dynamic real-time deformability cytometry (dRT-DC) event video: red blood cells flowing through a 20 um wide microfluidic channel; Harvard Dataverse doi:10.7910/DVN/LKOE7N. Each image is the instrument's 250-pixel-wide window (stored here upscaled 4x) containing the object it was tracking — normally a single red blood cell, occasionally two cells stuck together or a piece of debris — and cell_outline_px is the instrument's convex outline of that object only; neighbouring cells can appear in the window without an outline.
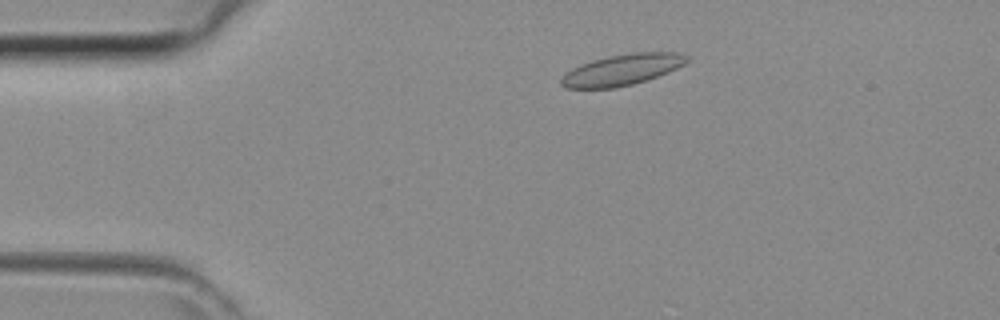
{"species": "common noctule bat (a hibernating species)", "species_latin": "Nyctalus noctula", "temperature_condition": "room temperature", "stored_images_in_passage": 24, "camera_frame_rate_fps": 3000, "um_per_image_px": 0.085, "animal": {"sex": "female", "body_mass_g": 29.2, "forearm_length_mm": 56.3}, "frame": {"image": 1, "passage_image": 6, "time_ms": 1.667, "image_size_px": [1000, 320], "cell_outline_px": [[692, 60], [668, 72], [632, 84], [616, 88], [564, 88], [560, 84], [560, 80], [564, 72], [580, 64], [592, 60], [608, 56], [632, 52], [680, 52], [692, 56]], "centroid_in_image_um": [52.89, 5.91], "position_along_channel_um": 32.1, "area_um2": 23.0}}
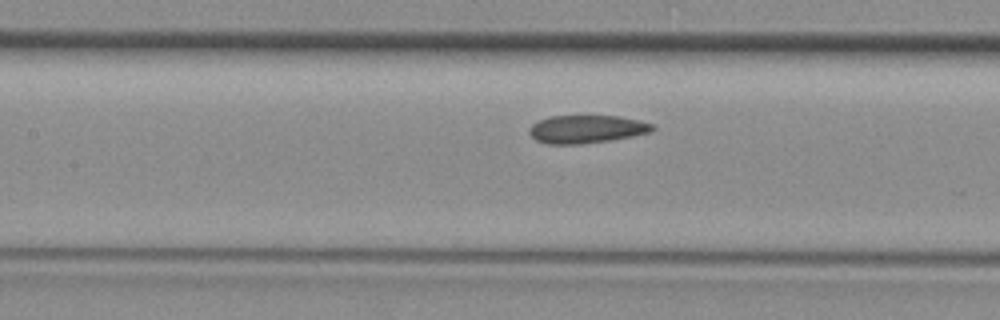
{"frame": {"image": 2, "passage_image": 17, "time_ms": 5.333, "image_size_px": [1000, 320], "cell_outline_px": [[656, 128], [652, 132], [632, 136], [608, 140], [580, 144], [544, 144], [536, 140], [528, 132], [528, 128], [532, 124], [548, 116], [620, 116], [640, 120], [656, 124]], "centroid_in_image_um": [49.88, 10.97], "position_along_channel_um": 157.5, "area_um2": 20.29}}
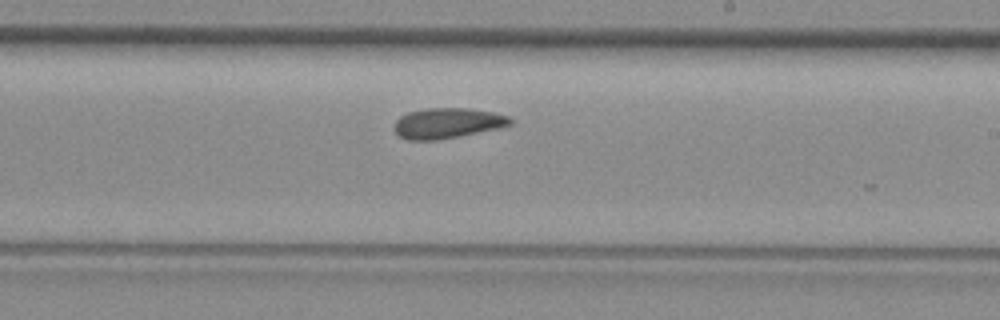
{"frame": {"image": 3, "passage_image": 23, "time_ms": 7.333, "image_size_px": [1000, 320], "cell_outline_px": [[512, 124], [496, 128], [460, 136], [436, 140], [408, 140], [400, 136], [392, 128], [396, 120], [400, 116], [408, 112], [428, 108], [468, 108], [492, 112], [508, 116], [512, 120]], "centroid_in_image_um": [37.98, 10.46], "position_along_channel_um": 251.0, "area_um2": 20.4}}